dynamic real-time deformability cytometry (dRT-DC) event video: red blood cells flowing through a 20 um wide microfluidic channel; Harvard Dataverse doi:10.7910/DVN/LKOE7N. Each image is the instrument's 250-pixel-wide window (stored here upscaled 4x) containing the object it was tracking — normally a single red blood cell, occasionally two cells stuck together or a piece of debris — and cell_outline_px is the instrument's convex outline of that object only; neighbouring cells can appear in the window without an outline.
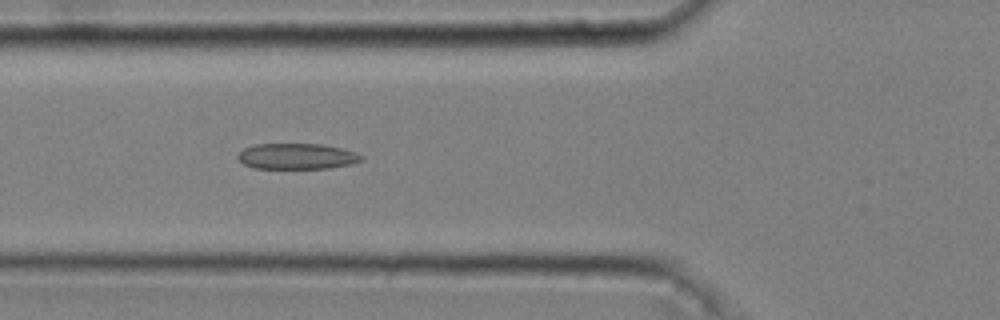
{"species": "common noctule bat (a hibernating species)", "species_latin": "Nyctalus noctula", "temperature_condition": "cold", "stored_images_in_passage": 53, "camera_frame_rate_fps": 3000, "um_per_image_px": 0.085, "animal": {"sex": "male", "body_mass_g": 20.4}, "frame": {"image": 1, "passage_image": 20, "time_ms": 6.333, "image_size_px": [1000, 320], "cell_outline_px": [[364, 160], [352, 164], [328, 168], [252, 168], [244, 164], [236, 156], [244, 148], [252, 144], [324, 144], [344, 148], [356, 152], [364, 156]], "centroid_in_image_um": [25.28, 13.28], "position_along_channel_um": 100.5, "area_um2": 18.79}}
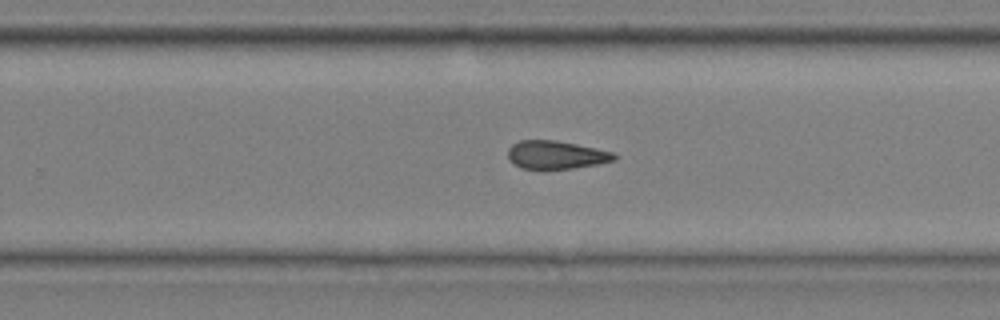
{"frame": {"image": 2, "passage_image": 35, "time_ms": 11.333, "image_size_px": [1000, 320], "cell_outline_px": [[616, 160], [596, 164], [572, 168], [544, 172], [520, 168], [508, 156], [508, 148], [512, 144], [520, 140], [556, 140], [616, 152]], "centroid_in_image_um": [47.26, 13.19], "position_along_channel_um": 282.5, "area_um2": 17.98}}
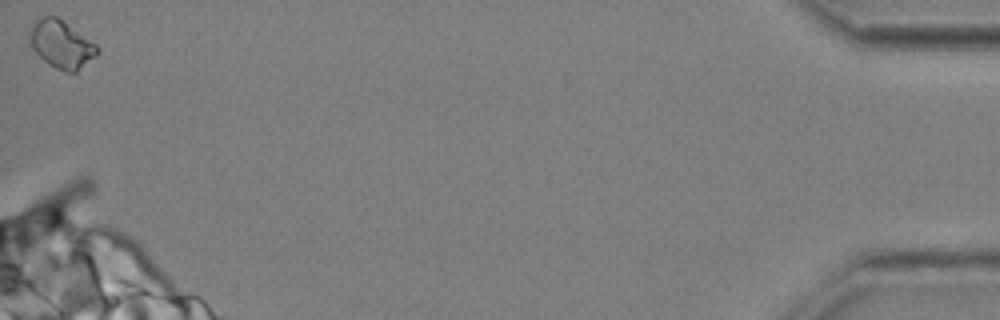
{"frame": {"image": 3, "passage_image": 53, "time_ms": 17.333, "image_size_px": [1000, 320], "cell_outline_px": [[100, 52], [96, 56], [76, 72], [64, 72], [56, 68], [44, 60], [32, 48], [28, 40], [28, 32], [36, 20], [44, 16], [56, 16], [96, 44], [100, 48]], "centroid_in_image_um": [5.21, 3.77], "position_along_channel_um": 430.0, "area_um2": 18.67}, "authors_computed_cell_mechanics": {"area_um2": 17.918, "velocity_mm_per_s": 3.6397, "shape_relaxation_time_tau1_ms": null, "shape_relaxation_time_tau2_ms": 3.3221, "deformation_change_tau1": null, "deformation_change_tau2": 0.1152}}